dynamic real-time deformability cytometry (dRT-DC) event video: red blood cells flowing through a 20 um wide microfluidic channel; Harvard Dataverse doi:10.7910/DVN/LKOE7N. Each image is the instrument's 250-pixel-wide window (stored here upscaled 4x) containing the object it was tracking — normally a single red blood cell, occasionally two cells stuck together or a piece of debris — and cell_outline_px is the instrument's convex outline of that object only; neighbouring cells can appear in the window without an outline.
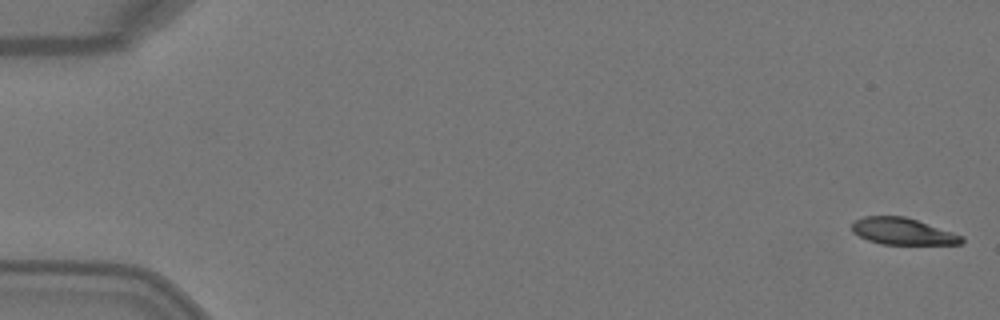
{"species": "Egyptian fruit bat (a non-hibernating species)", "species_latin": "Rousettus aegyptiacus", "temperature_condition": "warm", "stored_images_in_passage": 5, "camera_frame_rate_fps": 3000, "um_per_image_px": 0.085, "animal": {"sex": "female"}, "frame": {"image": 1, "passage_image": 1, "time_ms": 0.0, "image_size_px": [1000, 320], "cell_outline_px": [[964, 240], [960, 244], [880, 244], [868, 240], [852, 232], [852, 220], [864, 216], [904, 216], [964, 236]], "centroid_in_image_um": [76.69, 19.66], "position_along_channel_um": 8.3, "area_um2": 16.99}}
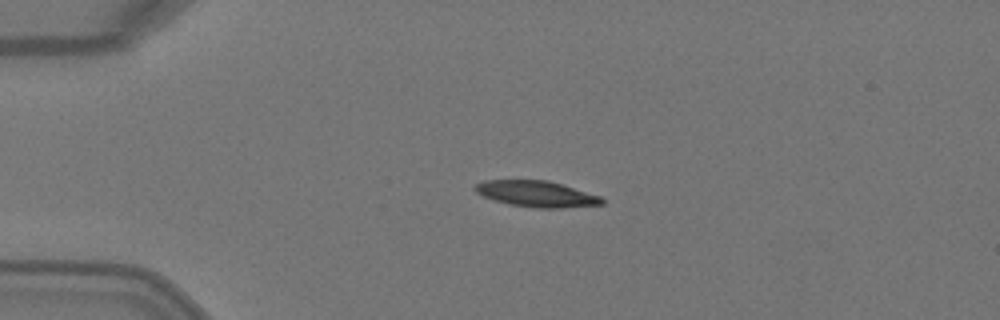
{"frame": {"image": 2, "passage_image": 4, "time_ms": 1.0, "image_size_px": [1000, 320], "cell_outline_px": [[604, 204], [564, 208], [536, 208], [508, 204], [484, 196], [476, 192], [472, 188], [476, 184], [484, 180], [548, 180], [600, 196], [604, 200]], "centroid_in_image_um": [45.6, 16.48], "position_along_channel_um": 39.4, "area_um2": 19.19}}